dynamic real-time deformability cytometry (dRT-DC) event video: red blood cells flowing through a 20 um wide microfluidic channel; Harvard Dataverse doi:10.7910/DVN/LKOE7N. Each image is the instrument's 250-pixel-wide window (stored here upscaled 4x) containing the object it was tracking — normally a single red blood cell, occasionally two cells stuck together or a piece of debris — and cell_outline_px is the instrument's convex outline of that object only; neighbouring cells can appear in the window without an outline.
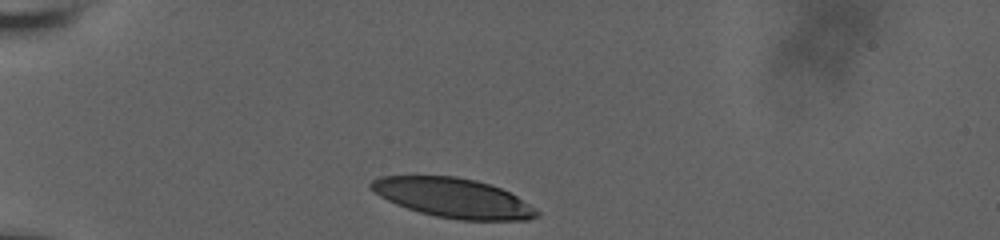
{"species": "human", "species_latin": "Homo sapiens", "temperature_condition": "room temperature", "stored_images_in_passage": 33, "camera_frame_rate_fps": 3000, "um_per_image_px": 0.085, "donor": {"sex": "male"}, "frame": {"image": 1, "passage_image": 1, "time_ms": 0.0, "image_size_px": [1000, 240], "cell_outline_px": [[540, 216], [528, 220], [460, 220], [436, 216], [420, 212], [396, 204], [380, 196], [368, 188], [368, 184], [372, 180], [380, 176], [456, 176], [476, 180], [500, 188], [516, 196], [536, 208], [540, 212]], "centroid_in_image_um": [38.52, 16.82], "position_along_channel_um": 46.5, "area_um2": 38.09}}
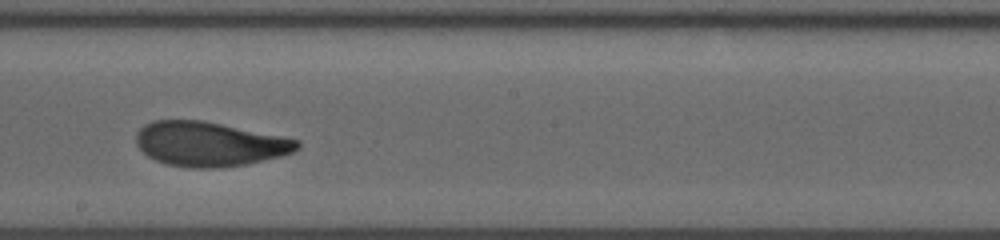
{"frame": {"image": 2, "passage_image": 19, "time_ms": 6.0, "image_size_px": [1000, 240], "cell_outline_px": [[300, 148], [292, 152], [280, 156], [248, 164], [216, 168], [188, 168], [168, 164], [156, 160], [148, 156], [136, 144], [136, 132], [144, 124], [152, 120], [200, 120], [300, 140]], "centroid_in_image_um": [17.77, 12.25], "position_along_channel_um": 230.4, "area_um2": 41.56}}
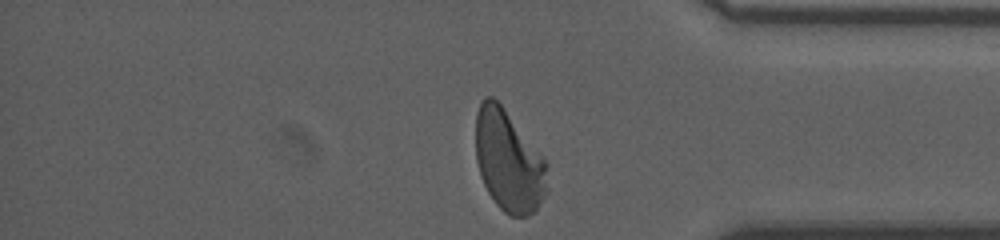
{"frame": {"image": 3, "passage_image": 33, "time_ms": 10.667, "image_size_px": [1000, 240], "cell_outline_px": [[548, 192], [536, 212], [528, 216], [512, 216], [504, 212], [496, 204], [488, 192], [480, 176], [476, 160], [476, 112], [484, 96], [492, 96], [504, 108], [548, 164]], "centroid_in_image_um": [43.25, 13.73], "position_along_channel_um": 391.9, "area_um2": 42.54}, "authors_computed_cell_mechanics": {"area_um2": 42.1362, "velocity_mm_per_s": 3.7191, "shape_relaxation_time_tau1_ms": 4.3697, "shape_relaxation_time_tau2_ms": 1.4759, "deformation_change_tau1": 0.2023, "deformation_change_tau2": 0.076}}